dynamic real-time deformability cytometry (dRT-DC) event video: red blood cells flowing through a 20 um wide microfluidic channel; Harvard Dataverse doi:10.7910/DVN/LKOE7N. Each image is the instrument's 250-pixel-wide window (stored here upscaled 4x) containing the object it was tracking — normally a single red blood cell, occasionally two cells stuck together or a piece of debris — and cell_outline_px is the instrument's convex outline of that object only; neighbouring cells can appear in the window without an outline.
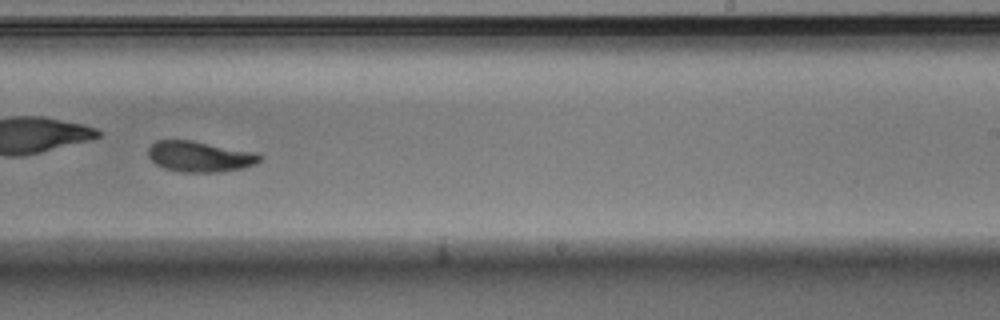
{"species": "Egyptian fruit bat (a non-hibernating species)", "species_latin": "Rousettus aegyptiacus", "temperature_condition": "warm", "stored_images_in_passage": 46, "camera_frame_rate_fps": 3000, "um_per_image_px": 0.085, "animal": {"sex": "male"}, "frame": {"image": 1, "passage_image": 27, "time_ms": 8.667, "image_size_px": [1000, 320], "cell_outline_px": [[264, 156], [256, 164], [244, 168], [220, 172], [180, 172], [164, 168], [156, 164], [148, 156], [148, 148], [156, 140], [192, 140], [256, 152]], "centroid_in_image_um": [17.01, 13.3], "position_along_channel_um": 272.0, "area_um2": 20.17}, "authors_computed_cell_mechanics": {"area_um2": 20.2011, "velocity_mm_per_s": 3.8929, "shape_relaxation_time_tau1_ms": 3.2104, "shape_relaxation_time_tau2_ms": 3.2709, "deformation_change_tau1": 0.1495, "deformation_change_tau2": 0.0843}}